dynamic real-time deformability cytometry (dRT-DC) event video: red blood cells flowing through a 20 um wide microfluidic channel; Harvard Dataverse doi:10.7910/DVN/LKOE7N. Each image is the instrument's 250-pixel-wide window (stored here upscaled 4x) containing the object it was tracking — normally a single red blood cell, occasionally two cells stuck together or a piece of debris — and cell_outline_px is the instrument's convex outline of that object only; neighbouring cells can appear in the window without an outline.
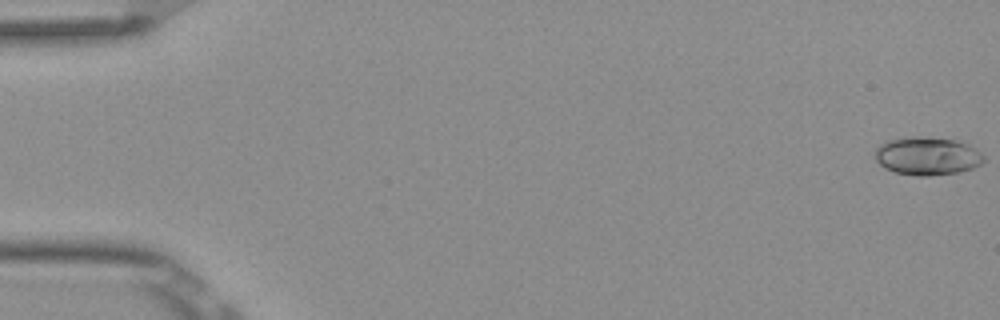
{"species": "Egyptian fruit bat (a non-hibernating species)", "species_latin": "Rousettus aegyptiacus", "temperature_condition": "room temperature", "stored_images_in_passage": 5, "camera_frame_rate_fps": 3000, "um_per_image_px": 0.085, "frame": {"image": 1, "passage_image": 1, "time_ms": 0.0, "image_size_px": [1000, 320], "cell_outline_px": [[984, 160], [980, 164], [972, 168], [960, 172], [928, 176], [916, 176], [896, 172], [884, 168], [876, 160], [876, 148], [880, 144], [888, 140], [912, 136], [920, 136], [956, 140], [968, 144], [980, 152], [984, 156]], "centroid_in_image_um": [78.82, 13.26], "position_along_channel_um": 6.2, "area_um2": 24.16}}
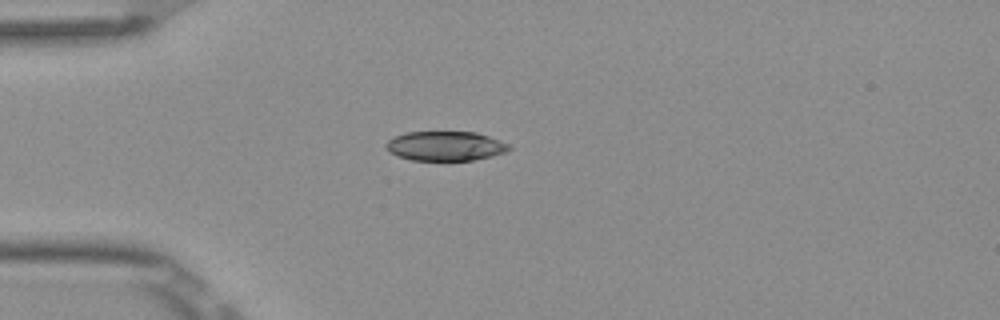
{"frame": {"image": 2, "passage_image": 5, "time_ms": 1.333, "image_size_px": [1000, 320], "cell_outline_px": [[512, 148], [504, 152], [492, 156], [472, 160], [412, 160], [396, 156], [384, 144], [388, 140], [396, 136], [408, 132], [476, 132], [488, 136], [508, 144]], "centroid_in_image_um": [37.86, 12.41], "position_along_channel_um": 47.1, "area_um2": 20.87}}